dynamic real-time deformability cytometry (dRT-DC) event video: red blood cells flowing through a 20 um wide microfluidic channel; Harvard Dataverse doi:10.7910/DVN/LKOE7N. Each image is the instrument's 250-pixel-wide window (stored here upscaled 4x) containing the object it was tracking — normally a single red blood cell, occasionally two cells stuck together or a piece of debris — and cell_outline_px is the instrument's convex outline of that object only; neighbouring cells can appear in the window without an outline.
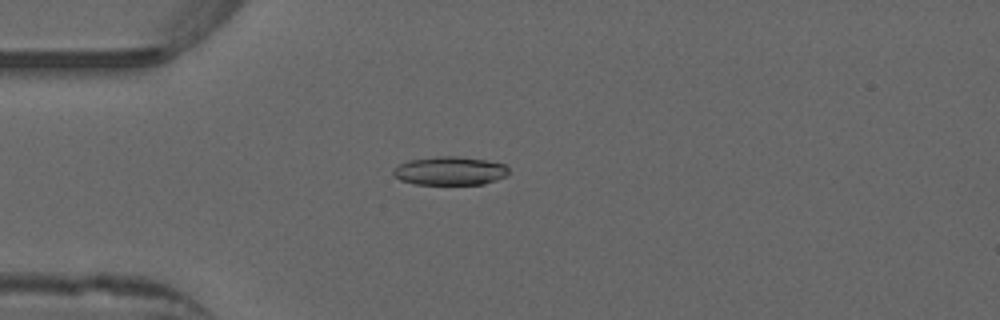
{"species": "common noctule bat (a hibernating species)", "species_latin": "Nyctalus noctula", "temperature_condition": "warm", "stored_images_in_passage": 52, "camera_frame_rate_fps": 3000, "um_per_image_px": 0.085, "animal": {"sex": "male", "forearm_length_mm": 52.5}, "frame": {"image": 1, "passage_image": 14, "time_ms": 4.333, "image_size_px": [1000, 320], "cell_outline_px": [[508, 176], [484, 184], [416, 184], [400, 180], [392, 176], [392, 168], [408, 160], [436, 156], [460, 156], [484, 160], [504, 164], [508, 168]], "centroid_in_image_um": [38.21, 14.52], "position_along_channel_um": 46.8, "area_um2": 19.36}}
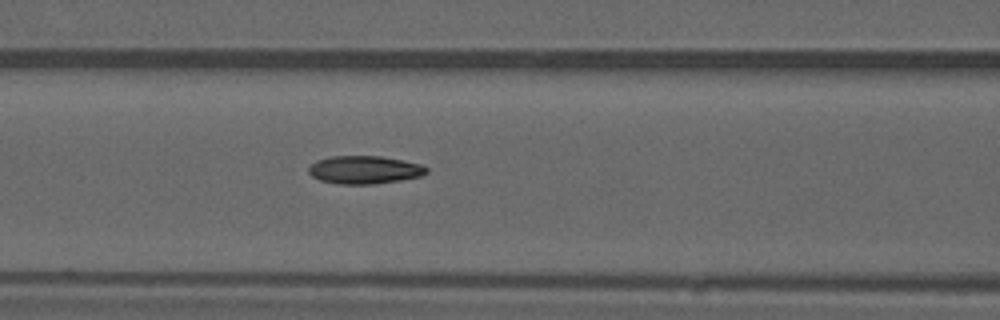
{"frame": {"image": 2, "passage_image": 22, "time_ms": 7.0, "image_size_px": [1000, 320], "cell_outline_px": [[428, 172], [420, 176], [400, 180], [376, 184], [340, 184], [320, 180], [312, 176], [308, 172], [308, 168], [316, 160], [332, 156], [380, 156], [404, 160], [420, 164], [428, 168]], "centroid_in_image_um": [30.98, 14.43], "position_along_channel_um": 135.6, "area_um2": 19.25}}
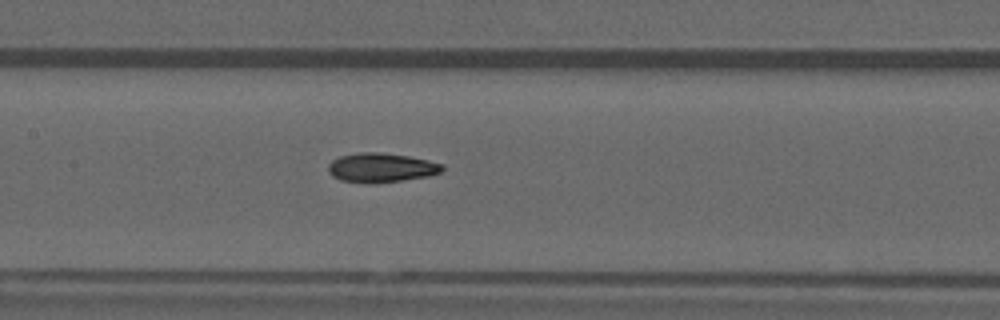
{"frame": {"image": 3, "passage_image": 25, "time_ms": 8.0, "image_size_px": [1000, 320], "cell_outline_px": [[444, 168], [440, 172], [428, 176], [372, 184], [340, 180], [332, 176], [328, 172], [328, 164], [332, 160], [340, 156], [360, 152], [376, 152], [408, 156], [428, 160], [444, 164]], "centroid_in_image_um": [32.37, 14.25], "position_along_channel_um": 175.0, "area_um2": 19.42}, "authors_computed_cell_mechanics": {"area_um2": 18.9873, "velocity_mm_per_s": 3.9337, "shape_relaxation_time_tau1_ms": 7.3483, "shape_relaxation_time_tau2_ms": 2.5054, "deformation_change_tau1": 0.223, "deformation_change_tau2": 0.0967}}